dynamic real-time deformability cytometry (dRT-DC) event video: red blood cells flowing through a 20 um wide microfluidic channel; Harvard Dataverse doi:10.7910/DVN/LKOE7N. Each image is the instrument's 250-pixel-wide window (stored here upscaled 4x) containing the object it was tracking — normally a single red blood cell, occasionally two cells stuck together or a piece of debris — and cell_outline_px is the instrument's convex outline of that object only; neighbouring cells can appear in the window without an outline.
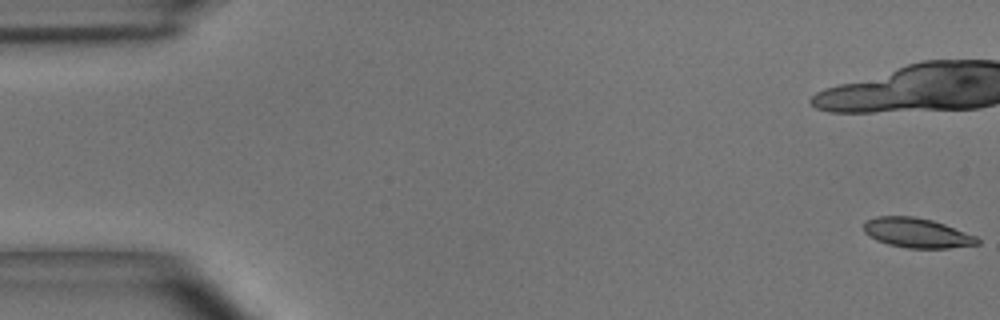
{"species": "common noctule bat (a hibernating species)", "species_latin": "Nyctalus noctula", "temperature_condition": "room temperature", "stored_images_in_passage": 49, "camera_frame_rate_fps": 3000, "um_per_image_px": 0.085, "animal": {"sex": "male", "body_mass_g": 15.6}, "frame": {"image": 1, "passage_image": 1, "time_ms": 0.0, "image_size_px": [1000, 320], "cell_outline_px": [[980, 244], [948, 248], [908, 248], [888, 244], [876, 240], [864, 232], [864, 224], [868, 220], [876, 216], [912, 216], [932, 220], [944, 224], [976, 236], [980, 240]], "centroid_in_image_um": [77.94, 19.8], "position_along_channel_um": 7.1, "area_um2": 19.54}, "authors_computed_cell_mechanics": {"area_um2": 20.5768, "velocity_mm_per_s": 4.0597, "shape_relaxation_time_tau1_ms": 4.7662, "shape_relaxation_time_tau2_ms": 4.1325, "deformation_change_tau1": 0.1489, "deformation_change_tau2": 0.1211}}